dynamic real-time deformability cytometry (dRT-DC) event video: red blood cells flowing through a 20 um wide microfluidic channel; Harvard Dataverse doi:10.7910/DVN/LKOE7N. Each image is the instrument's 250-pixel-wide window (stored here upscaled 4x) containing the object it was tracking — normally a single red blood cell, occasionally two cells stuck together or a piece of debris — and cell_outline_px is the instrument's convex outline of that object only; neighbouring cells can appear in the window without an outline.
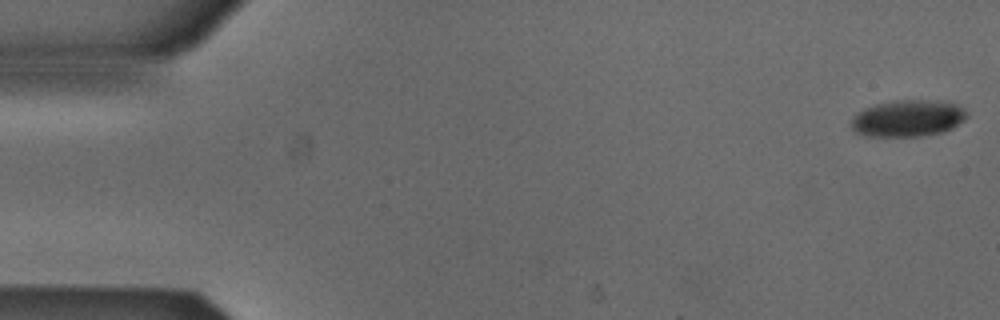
{"species": "Egyptian fruit bat (a non-hibernating species)", "species_latin": "Rousettus aegyptiacus", "temperature_condition": "cold", "stored_images_in_passage": 5, "camera_frame_rate_fps": 3000, "um_per_image_px": 0.085, "animal": {"sex": "male"}, "frame": {"image": 1, "passage_image": 1, "time_ms": 0.0, "image_size_px": [1000, 320], "cell_outline_px": [[968, 116], [964, 120], [952, 128], [940, 132], [920, 136], [868, 136], [856, 132], [852, 128], [852, 120], [860, 112], [876, 104], [896, 100], [928, 100], [956, 104], [964, 108]], "centroid_in_image_um": [77.21, 10.06], "position_along_channel_um": 7.8, "area_um2": 24.22}}